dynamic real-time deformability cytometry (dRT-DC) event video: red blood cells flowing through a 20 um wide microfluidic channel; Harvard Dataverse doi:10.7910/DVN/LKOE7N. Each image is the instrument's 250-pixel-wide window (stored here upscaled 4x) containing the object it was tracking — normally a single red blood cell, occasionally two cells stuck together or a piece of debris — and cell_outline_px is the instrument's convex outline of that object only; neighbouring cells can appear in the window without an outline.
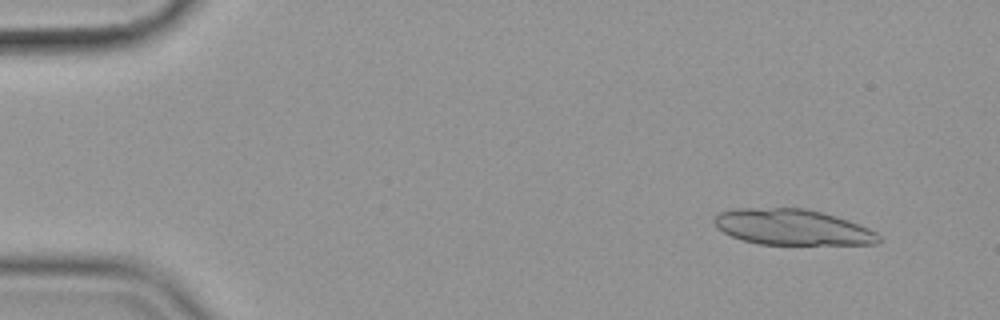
{"species": "common noctule bat (a hibernating species)", "species_latin": "Nyctalus noctula", "temperature_condition": "cold", "stored_images_in_passage": 16, "camera_frame_rate_fps": 3000, "um_per_image_px": 0.085, "animal": {"sex": "female", "body_mass_g": 19.9}, "frame": {"image": 1, "passage_image": 5, "time_ms": 1.333, "image_size_px": [1000, 320], "cell_outline_px": [[880, 240], [876, 244], [760, 244], [744, 240], [732, 236], [716, 228], [712, 220], [716, 212], [736, 208], [808, 208], [836, 216], [848, 220], [868, 228], [876, 232], [880, 236]], "centroid_in_image_um": [67.31, 19.29], "position_along_channel_um": 17.7, "area_um2": 34.39}}